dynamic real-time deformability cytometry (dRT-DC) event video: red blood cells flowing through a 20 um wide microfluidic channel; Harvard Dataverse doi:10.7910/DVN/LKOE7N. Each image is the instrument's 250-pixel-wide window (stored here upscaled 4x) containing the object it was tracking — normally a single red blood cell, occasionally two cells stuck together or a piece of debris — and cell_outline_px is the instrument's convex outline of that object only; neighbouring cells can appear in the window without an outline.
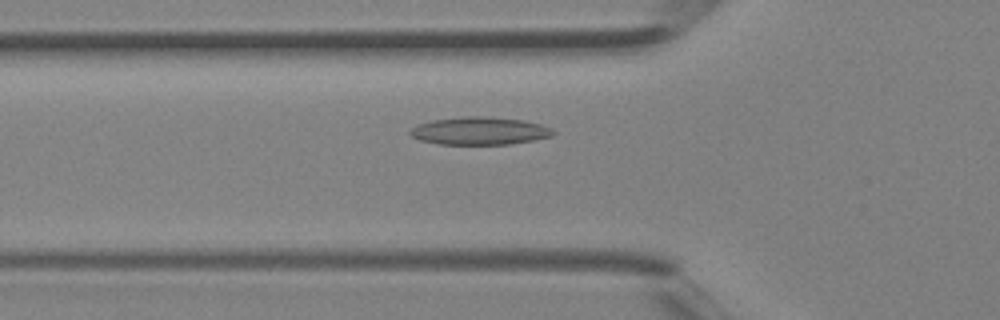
{"species": "Egyptian fruit bat (a non-hibernating species)", "species_latin": "Rousettus aegyptiacus", "temperature_condition": "room temperature", "stored_images_in_passage": 35, "camera_frame_rate_fps": 3000, "um_per_image_px": 0.085, "animal": {"sex": "female"}, "frame": {"image": 1, "passage_image": 12, "time_ms": 3.667, "image_size_px": [1000, 320], "cell_outline_px": [[556, 132], [552, 136], [532, 140], [508, 144], [440, 144], [420, 140], [412, 136], [408, 132], [412, 128], [420, 124], [432, 120], [460, 116], [484, 116], [524, 120], [540, 124], [552, 128]], "centroid_in_image_um": [40.78, 11.12], "position_along_channel_um": 85.0, "area_um2": 23.06}}
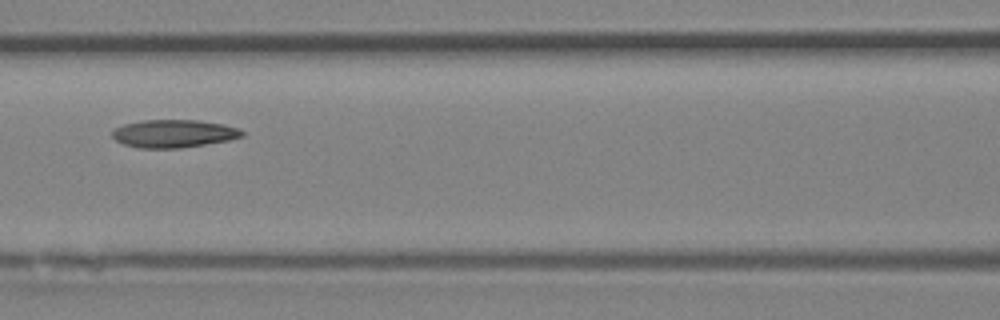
{"frame": {"image": 2, "passage_image": 16, "time_ms": 5.0, "image_size_px": [1000, 320], "cell_outline_px": [[244, 136], [228, 140], [180, 148], [140, 148], [124, 144], [116, 140], [112, 136], [112, 132], [116, 128], [124, 124], [144, 120], [200, 120], [224, 124], [240, 128], [244, 132]], "centroid_in_image_um": [14.8, 11.35], "position_along_channel_um": 151.8, "area_um2": 21.04}}
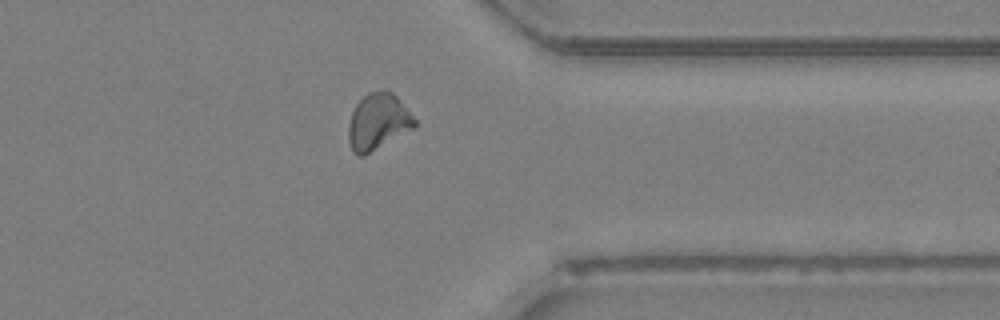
{"frame": {"image": 3, "passage_image": 30, "time_ms": 9.667, "image_size_px": [1000, 320], "cell_outline_px": [[416, 124], [412, 128], [364, 156], [356, 156], [352, 152], [348, 140], [348, 128], [352, 112], [356, 104], [368, 92], [392, 92], [396, 96], [416, 120]], "centroid_in_image_um": [32.08, 10.38], "position_along_channel_um": 379.3, "area_um2": 21.21}}